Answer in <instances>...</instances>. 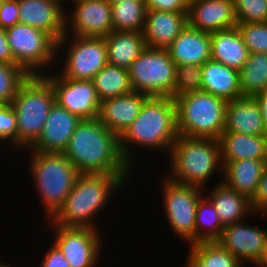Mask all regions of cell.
<instances>
[{
	"label": "cell",
	"instance_id": "cell-47",
	"mask_svg": "<svg viewBox=\"0 0 267 267\" xmlns=\"http://www.w3.org/2000/svg\"><path fill=\"white\" fill-rule=\"evenodd\" d=\"M0 267H10V265H7L5 261L3 263L0 261Z\"/></svg>",
	"mask_w": 267,
	"mask_h": 267
},
{
	"label": "cell",
	"instance_id": "cell-6",
	"mask_svg": "<svg viewBox=\"0 0 267 267\" xmlns=\"http://www.w3.org/2000/svg\"><path fill=\"white\" fill-rule=\"evenodd\" d=\"M54 103V90L42 75L29 76L19 87L11 102L17 118L18 149H30L35 144Z\"/></svg>",
	"mask_w": 267,
	"mask_h": 267
},
{
	"label": "cell",
	"instance_id": "cell-44",
	"mask_svg": "<svg viewBox=\"0 0 267 267\" xmlns=\"http://www.w3.org/2000/svg\"><path fill=\"white\" fill-rule=\"evenodd\" d=\"M254 98L260 106L261 115L264 122L265 135L267 136V90L256 94Z\"/></svg>",
	"mask_w": 267,
	"mask_h": 267
},
{
	"label": "cell",
	"instance_id": "cell-48",
	"mask_svg": "<svg viewBox=\"0 0 267 267\" xmlns=\"http://www.w3.org/2000/svg\"><path fill=\"white\" fill-rule=\"evenodd\" d=\"M82 2V1H89V0H68V2Z\"/></svg>",
	"mask_w": 267,
	"mask_h": 267
},
{
	"label": "cell",
	"instance_id": "cell-22",
	"mask_svg": "<svg viewBox=\"0 0 267 267\" xmlns=\"http://www.w3.org/2000/svg\"><path fill=\"white\" fill-rule=\"evenodd\" d=\"M223 132L265 135L260 106L254 97H241L227 102Z\"/></svg>",
	"mask_w": 267,
	"mask_h": 267
},
{
	"label": "cell",
	"instance_id": "cell-24",
	"mask_svg": "<svg viewBox=\"0 0 267 267\" xmlns=\"http://www.w3.org/2000/svg\"><path fill=\"white\" fill-rule=\"evenodd\" d=\"M216 185L206 197L216 208L223 226L244 221V217H254L257 214L252 208L251 200L245 195L229 188L223 181Z\"/></svg>",
	"mask_w": 267,
	"mask_h": 267
},
{
	"label": "cell",
	"instance_id": "cell-25",
	"mask_svg": "<svg viewBox=\"0 0 267 267\" xmlns=\"http://www.w3.org/2000/svg\"><path fill=\"white\" fill-rule=\"evenodd\" d=\"M202 91L231 101L243 97L240 90L239 71L209 60L202 65Z\"/></svg>",
	"mask_w": 267,
	"mask_h": 267
},
{
	"label": "cell",
	"instance_id": "cell-37",
	"mask_svg": "<svg viewBox=\"0 0 267 267\" xmlns=\"http://www.w3.org/2000/svg\"><path fill=\"white\" fill-rule=\"evenodd\" d=\"M237 24L267 22V0H233Z\"/></svg>",
	"mask_w": 267,
	"mask_h": 267
},
{
	"label": "cell",
	"instance_id": "cell-28",
	"mask_svg": "<svg viewBox=\"0 0 267 267\" xmlns=\"http://www.w3.org/2000/svg\"><path fill=\"white\" fill-rule=\"evenodd\" d=\"M104 41L108 64L128 69L146 48L143 32L112 31Z\"/></svg>",
	"mask_w": 267,
	"mask_h": 267
},
{
	"label": "cell",
	"instance_id": "cell-20",
	"mask_svg": "<svg viewBox=\"0 0 267 267\" xmlns=\"http://www.w3.org/2000/svg\"><path fill=\"white\" fill-rule=\"evenodd\" d=\"M211 33L187 24L166 48L176 65H203L211 60Z\"/></svg>",
	"mask_w": 267,
	"mask_h": 267
},
{
	"label": "cell",
	"instance_id": "cell-19",
	"mask_svg": "<svg viewBox=\"0 0 267 267\" xmlns=\"http://www.w3.org/2000/svg\"><path fill=\"white\" fill-rule=\"evenodd\" d=\"M148 97L146 94L132 91L104 99L100 103L98 119L107 129L120 137L139 116Z\"/></svg>",
	"mask_w": 267,
	"mask_h": 267
},
{
	"label": "cell",
	"instance_id": "cell-9",
	"mask_svg": "<svg viewBox=\"0 0 267 267\" xmlns=\"http://www.w3.org/2000/svg\"><path fill=\"white\" fill-rule=\"evenodd\" d=\"M5 32L16 65L30 76L44 75V69L52 68L56 63L57 42L48 33L20 23L5 29Z\"/></svg>",
	"mask_w": 267,
	"mask_h": 267
},
{
	"label": "cell",
	"instance_id": "cell-45",
	"mask_svg": "<svg viewBox=\"0 0 267 267\" xmlns=\"http://www.w3.org/2000/svg\"><path fill=\"white\" fill-rule=\"evenodd\" d=\"M262 216L265 218L266 216V220H267V213H257L256 215L258 216ZM262 267H267V230H266V243H265V248H264V253H263V256H262Z\"/></svg>",
	"mask_w": 267,
	"mask_h": 267
},
{
	"label": "cell",
	"instance_id": "cell-14",
	"mask_svg": "<svg viewBox=\"0 0 267 267\" xmlns=\"http://www.w3.org/2000/svg\"><path fill=\"white\" fill-rule=\"evenodd\" d=\"M71 3L74 8L71 7L72 11L66 12L65 16L66 35L106 37L113 31L112 8L108 0Z\"/></svg>",
	"mask_w": 267,
	"mask_h": 267
},
{
	"label": "cell",
	"instance_id": "cell-26",
	"mask_svg": "<svg viewBox=\"0 0 267 267\" xmlns=\"http://www.w3.org/2000/svg\"><path fill=\"white\" fill-rule=\"evenodd\" d=\"M211 60L239 71L249 58V51L237 27L211 33Z\"/></svg>",
	"mask_w": 267,
	"mask_h": 267
},
{
	"label": "cell",
	"instance_id": "cell-7",
	"mask_svg": "<svg viewBox=\"0 0 267 267\" xmlns=\"http://www.w3.org/2000/svg\"><path fill=\"white\" fill-rule=\"evenodd\" d=\"M174 100L179 135L219 140L225 125L226 100L202 90Z\"/></svg>",
	"mask_w": 267,
	"mask_h": 267
},
{
	"label": "cell",
	"instance_id": "cell-31",
	"mask_svg": "<svg viewBox=\"0 0 267 267\" xmlns=\"http://www.w3.org/2000/svg\"><path fill=\"white\" fill-rule=\"evenodd\" d=\"M240 90L243 97H254L267 90V54L250 53L239 70Z\"/></svg>",
	"mask_w": 267,
	"mask_h": 267
},
{
	"label": "cell",
	"instance_id": "cell-23",
	"mask_svg": "<svg viewBox=\"0 0 267 267\" xmlns=\"http://www.w3.org/2000/svg\"><path fill=\"white\" fill-rule=\"evenodd\" d=\"M267 159L222 161L223 182L250 200L255 196Z\"/></svg>",
	"mask_w": 267,
	"mask_h": 267
},
{
	"label": "cell",
	"instance_id": "cell-43",
	"mask_svg": "<svg viewBox=\"0 0 267 267\" xmlns=\"http://www.w3.org/2000/svg\"><path fill=\"white\" fill-rule=\"evenodd\" d=\"M0 63L16 64V60L12 54L10 45L8 43L5 29L0 27Z\"/></svg>",
	"mask_w": 267,
	"mask_h": 267
},
{
	"label": "cell",
	"instance_id": "cell-5",
	"mask_svg": "<svg viewBox=\"0 0 267 267\" xmlns=\"http://www.w3.org/2000/svg\"><path fill=\"white\" fill-rule=\"evenodd\" d=\"M26 150L30 156L28 172L43 202L47 222L63 206L80 173L63 153Z\"/></svg>",
	"mask_w": 267,
	"mask_h": 267
},
{
	"label": "cell",
	"instance_id": "cell-10",
	"mask_svg": "<svg viewBox=\"0 0 267 267\" xmlns=\"http://www.w3.org/2000/svg\"><path fill=\"white\" fill-rule=\"evenodd\" d=\"M60 50L66 52L64 55L66 57H63L66 59L63 60V68L62 70L60 68L58 73L67 79L92 80L108 64L104 37H83L65 34L57 42V61L61 56L58 54Z\"/></svg>",
	"mask_w": 267,
	"mask_h": 267
},
{
	"label": "cell",
	"instance_id": "cell-18",
	"mask_svg": "<svg viewBox=\"0 0 267 267\" xmlns=\"http://www.w3.org/2000/svg\"><path fill=\"white\" fill-rule=\"evenodd\" d=\"M81 120L55 102L48 113L41 136L30 150L63 153Z\"/></svg>",
	"mask_w": 267,
	"mask_h": 267
},
{
	"label": "cell",
	"instance_id": "cell-39",
	"mask_svg": "<svg viewBox=\"0 0 267 267\" xmlns=\"http://www.w3.org/2000/svg\"><path fill=\"white\" fill-rule=\"evenodd\" d=\"M19 23V0H5L0 8V27L7 29Z\"/></svg>",
	"mask_w": 267,
	"mask_h": 267
},
{
	"label": "cell",
	"instance_id": "cell-41",
	"mask_svg": "<svg viewBox=\"0 0 267 267\" xmlns=\"http://www.w3.org/2000/svg\"><path fill=\"white\" fill-rule=\"evenodd\" d=\"M255 213H267V163L260 177L255 196L251 199Z\"/></svg>",
	"mask_w": 267,
	"mask_h": 267
},
{
	"label": "cell",
	"instance_id": "cell-3",
	"mask_svg": "<svg viewBox=\"0 0 267 267\" xmlns=\"http://www.w3.org/2000/svg\"><path fill=\"white\" fill-rule=\"evenodd\" d=\"M127 181L123 175L80 173L63 206L49 220L48 226L56 224L97 230L94 217L103 212L114 191L118 194Z\"/></svg>",
	"mask_w": 267,
	"mask_h": 267
},
{
	"label": "cell",
	"instance_id": "cell-27",
	"mask_svg": "<svg viewBox=\"0 0 267 267\" xmlns=\"http://www.w3.org/2000/svg\"><path fill=\"white\" fill-rule=\"evenodd\" d=\"M222 161L267 159V136L223 132L219 138Z\"/></svg>",
	"mask_w": 267,
	"mask_h": 267
},
{
	"label": "cell",
	"instance_id": "cell-17",
	"mask_svg": "<svg viewBox=\"0 0 267 267\" xmlns=\"http://www.w3.org/2000/svg\"><path fill=\"white\" fill-rule=\"evenodd\" d=\"M187 20L193 28L208 33L237 25L233 0H190Z\"/></svg>",
	"mask_w": 267,
	"mask_h": 267
},
{
	"label": "cell",
	"instance_id": "cell-36",
	"mask_svg": "<svg viewBox=\"0 0 267 267\" xmlns=\"http://www.w3.org/2000/svg\"><path fill=\"white\" fill-rule=\"evenodd\" d=\"M249 53L267 54V22L237 24Z\"/></svg>",
	"mask_w": 267,
	"mask_h": 267
},
{
	"label": "cell",
	"instance_id": "cell-29",
	"mask_svg": "<svg viewBox=\"0 0 267 267\" xmlns=\"http://www.w3.org/2000/svg\"><path fill=\"white\" fill-rule=\"evenodd\" d=\"M186 267H243L229 251L217 241L197 242L189 245Z\"/></svg>",
	"mask_w": 267,
	"mask_h": 267
},
{
	"label": "cell",
	"instance_id": "cell-34",
	"mask_svg": "<svg viewBox=\"0 0 267 267\" xmlns=\"http://www.w3.org/2000/svg\"><path fill=\"white\" fill-rule=\"evenodd\" d=\"M29 76L20 65L0 63V104L11 105L19 87Z\"/></svg>",
	"mask_w": 267,
	"mask_h": 267
},
{
	"label": "cell",
	"instance_id": "cell-35",
	"mask_svg": "<svg viewBox=\"0 0 267 267\" xmlns=\"http://www.w3.org/2000/svg\"><path fill=\"white\" fill-rule=\"evenodd\" d=\"M202 65H176L174 98L202 90Z\"/></svg>",
	"mask_w": 267,
	"mask_h": 267
},
{
	"label": "cell",
	"instance_id": "cell-1",
	"mask_svg": "<svg viewBox=\"0 0 267 267\" xmlns=\"http://www.w3.org/2000/svg\"><path fill=\"white\" fill-rule=\"evenodd\" d=\"M63 154L79 173L123 175L129 180L133 170L123 158L119 137L98 118L81 120Z\"/></svg>",
	"mask_w": 267,
	"mask_h": 267
},
{
	"label": "cell",
	"instance_id": "cell-12",
	"mask_svg": "<svg viewBox=\"0 0 267 267\" xmlns=\"http://www.w3.org/2000/svg\"><path fill=\"white\" fill-rule=\"evenodd\" d=\"M53 225V226H52ZM52 243L60 249L70 267H96L100 262L102 234L88 227H61L51 224Z\"/></svg>",
	"mask_w": 267,
	"mask_h": 267
},
{
	"label": "cell",
	"instance_id": "cell-13",
	"mask_svg": "<svg viewBox=\"0 0 267 267\" xmlns=\"http://www.w3.org/2000/svg\"><path fill=\"white\" fill-rule=\"evenodd\" d=\"M42 75L52 86L55 102L81 119L98 118L101 101L92 80H73L62 77L57 70ZM51 75H49V74Z\"/></svg>",
	"mask_w": 267,
	"mask_h": 267
},
{
	"label": "cell",
	"instance_id": "cell-15",
	"mask_svg": "<svg viewBox=\"0 0 267 267\" xmlns=\"http://www.w3.org/2000/svg\"><path fill=\"white\" fill-rule=\"evenodd\" d=\"M217 242L243 265H262L266 243V227L249 225L245 221L224 226Z\"/></svg>",
	"mask_w": 267,
	"mask_h": 267
},
{
	"label": "cell",
	"instance_id": "cell-21",
	"mask_svg": "<svg viewBox=\"0 0 267 267\" xmlns=\"http://www.w3.org/2000/svg\"><path fill=\"white\" fill-rule=\"evenodd\" d=\"M187 14L147 9L143 29L146 47L166 49L188 24Z\"/></svg>",
	"mask_w": 267,
	"mask_h": 267
},
{
	"label": "cell",
	"instance_id": "cell-38",
	"mask_svg": "<svg viewBox=\"0 0 267 267\" xmlns=\"http://www.w3.org/2000/svg\"><path fill=\"white\" fill-rule=\"evenodd\" d=\"M17 149V118L11 105L0 104V143Z\"/></svg>",
	"mask_w": 267,
	"mask_h": 267
},
{
	"label": "cell",
	"instance_id": "cell-33",
	"mask_svg": "<svg viewBox=\"0 0 267 267\" xmlns=\"http://www.w3.org/2000/svg\"><path fill=\"white\" fill-rule=\"evenodd\" d=\"M223 229L216 208L204 194L199 199L196 209L195 243L217 241Z\"/></svg>",
	"mask_w": 267,
	"mask_h": 267
},
{
	"label": "cell",
	"instance_id": "cell-32",
	"mask_svg": "<svg viewBox=\"0 0 267 267\" xmlns=\"http://www.w3.org/2000/svg\"><path fill=\"white\" fill-rule=\"evenodd\" d=\"M111 8L113 31L143 32L147 11L144 0L113 3Z\"/></svg>",
	"mask_w": 267,
	"mask_h": 267
},
{
	"label": "cell",
	"instance_id": "cell-8",
	"mask_svg": "<svg viewBox=\"0 0 267 267\" xmlns=\"http://www.w3.org/2000/svg\"><path fill=\"white\" fill-rule=\"evenodd\" d=\"M176 64L166 49L146 47L128 68L134 92L174 98Z\"/></svg>",
	"mask_w": 267,
	"mask_h": 267
},
{
	"label": "cell",
	"instance_id": "cell-4",
	"mask_svg": "<svg viewBox=\"0 0 267 267\" xmlns=\"http://www.w3.org/2000/svg\"><path fill=\"white\" fill-rule=\"evenodd\" d=\"M168 154L171 169L170 177H166L177 183L204 190L217 169L223 177L221 146L217 139L179 135Z\"/></svg>",
	"mask_w": 267,
	"mask_h": 267
},
{
	"label": "cell",
	"instance_id": "cell-40",
	"mask_svg": "<svg viewBox=\"0 0 267 267\" xmlns=\"http://www.w3.org/2000/svg\"><path fill=\"white\" fill-rule=\"evenodd\" d=\"M148 10L188 12L190 0H144Z\"/></svg>",
	"mask_w": 267,
	"mask_h": 267
},
{
	"label": "cell",
	"instance_id": "cell-46",
	"mask_svg": "<svg viewBox=\"0 0 267 267\" xmlns=\"http://www.w3.org/2000/svg\"><path fill=\"white\" fill-rule=\"evenodd\" d=\"M111 4L113 3H120V2H123V1H131V0H108Z\"/></svg>",
	"mask_w": 267,
	"mask_h": 267
},
{
	"label": "cell",
	"instance_id": "cell-30",
	"mask_svg": "<svg viewBox=\"0 0 267 267\" xmlns=\"http://www.w3.org/2000/svg\"><path fill=\"white\" fill-rule=\"evenodd\" d=\"M100 101L133 91L128 69L107 64L92 79Z\"/></svg>",
	"mask_w": 267,
	"mask_h": 267
},
{
	"label": "cell",
	"instance_id": "cell-49",
	"mask_svg": "<svg viewBox=\"0 0 267 267\" xmlns=\"http://www.w3.org/2000/svg\"><path fill=\"white\" fill-rule=\"evenodd\" d=\"M5 0H0V8Z\"/></svg>",
	"mask_w": 267,
	"mask_h": 267
},
{
	"label": "cell",
	"instance_id": "cell-2",
	"mask_svg": "<svg viewBox=\"0 0 267 267\" xmlns=\"http://www.w3.org/2000/svg\"><path fill=\"white\" fill-rule=\"evenodd\" d=\"M178 136L174 98L153 96L146 99L139 116L119 137V146L123 158L132 167L133 152L136 154L133 146L168 153Z\"/></svg>",
	"mask_w": 267,
	"mask_h": 267
},
{
	"label": "cell",
	"instance_id": "cell-11",
	"mask_svg": "<svg viewBox=\"0 0 267 267\" xmlns=\"http://www.w3.org/2000/svg\"><path fill=\"white\" fill-rule=\"evenodd\" d=\"M163 208L167 224L186 244L195 243L196 209L199 199L206 193L202 188L177 183L164 178L162 184Z\"/></svg>",
	"mask_w": 267,
	"mask_h": 267
},
{
	"label": "cell",
	"instance_id": "cell-42",
	"mask_svg": "<svg viewBox=\"0 0 267 267\" xmlns=\"http://www.w3.org/2000/svg\"><path fill=\"white\" fill-rule=\"evenodd\" d=\"M46 250L48 251L40 261L39 267H70L60 249L53 243H50V248Z\"/></svg>",
	"mask_w": 267,
	"mask_h": 267
},
{
	"label": "cell",
	"instance_id": "cell-16",
	"mask_svg": "<svg viewBox=\"0 0 267 267\" xmlns=\"http://www.w3.org/2000/svg\"><path fill=\"white\" fill-rule=\"evenodd\" d=\"M64 7L61 0H19V23L42 30L58 42L65 35Z\"/></svg>",
	"mask_w": 267,
	"mask_h": 267
}]
</instances>
